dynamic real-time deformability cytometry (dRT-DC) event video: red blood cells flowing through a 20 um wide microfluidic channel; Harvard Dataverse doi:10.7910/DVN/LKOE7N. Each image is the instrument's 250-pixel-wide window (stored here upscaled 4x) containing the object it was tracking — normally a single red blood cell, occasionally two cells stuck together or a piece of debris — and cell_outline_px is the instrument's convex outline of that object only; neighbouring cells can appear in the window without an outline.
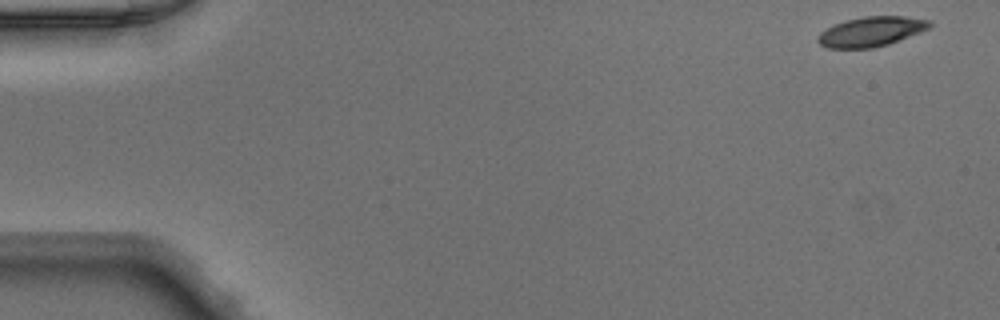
{"species": "Egyptian fruit bat (a non-hibernating species)", "species_latin": "Rousettus aegyptiacus", "temperature_condition": "warm", "stored_images_in_passage": 48, "camera_frame_rate_fps": 3000, "um_per_image_px": 0.085, "animal": {"sex": "male"}, "frame": {"image": 1, "passage_image": 1, "time_ms": 0.0, "image_size_px": [1000, 320], "cell_outline_px": [[932, 24], [928, 28], [888, 44], [872, 48], [828, 48], [820, 44], [816, 40], [820, 32], [832, 24], [844, 20], [864, 16], [904, 16], [932, 20]], "centroid_in_image_um": [74.0, 2.67], "position_along_channel_um": 11.0, "area_um2": 19.36}}
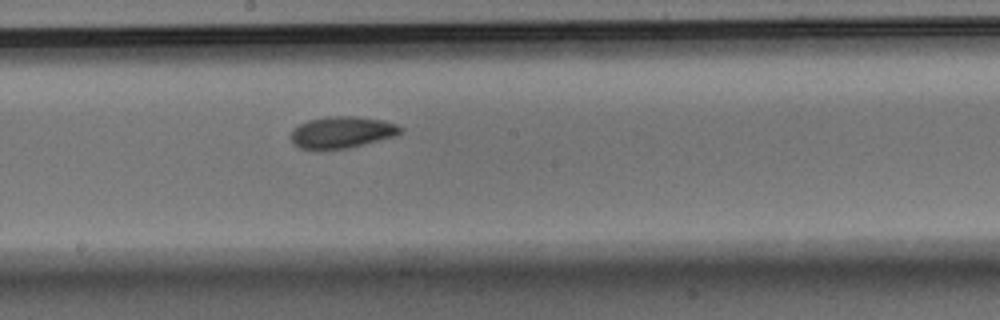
{"frame": {"image": 2, "passage_image": 26, "time_ms": 8.333, "image_size_px": [1000, 320], "cell_outline_px": [[404, 132], [396, 136], [348, 148], [324, 152], [316, 152], [300, 148], [292, 140], [292, 132], [300, 124], [308, 120], [324, 116], [356, 116], [384, 120], [396, 124], [404, 128]], "centroid_in_image_um": [29.09, 11.27], "position_along_channel_um": 219.1, "area_um2": 20.81}}
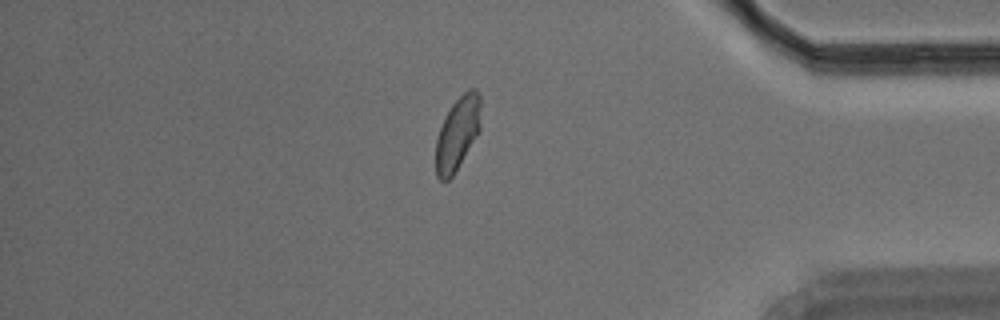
{"frame": {"image": 3, "passage_image": 41, "time_ms": 13.333, "image_size_px": [1000, 320], "cell_outline_px": [[480, 132], [452, 176], [448, 180], [440, 180], [436, 176], [436, 140], [440, 128], [452, 104], [468, 88], [476, 88], [480, 96]], "centroid_in_image_um": [38.91, 11.33], "position_along_channel_um": 396.3, "area_um2": 19.07}}